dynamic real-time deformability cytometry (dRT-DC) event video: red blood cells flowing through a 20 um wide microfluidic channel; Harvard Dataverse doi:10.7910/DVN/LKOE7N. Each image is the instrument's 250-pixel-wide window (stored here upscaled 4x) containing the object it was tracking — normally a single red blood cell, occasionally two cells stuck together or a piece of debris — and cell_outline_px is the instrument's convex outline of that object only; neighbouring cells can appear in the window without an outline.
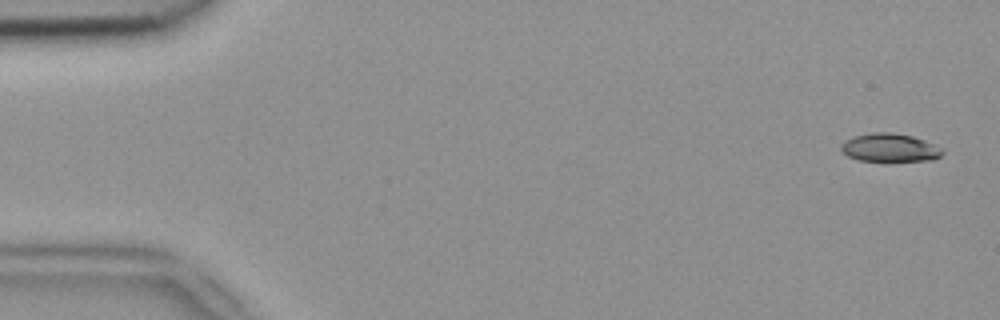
{"species": "common noctule bat (a hibernating species)", "species_latin": "Nyctalus noctula", "temperature_condition": "room temperature", "stored_images_in_passage": 50, "segment_of_instrument_passage": [1, 2], "camera_frame_rate_fps": 3000, "um_per_image_px": 0.085, "animal": {"sex": "female", "body_mass_g": 18.4}, "frame": {"image": 1, "passage_image": 2, "time_ms": 0.333, "image_size_px": [1000, 320], "cell_outline_px": [[944, 152], [940, 156], [932, 160], [860, 160], [848, 156], [840, 152], [840, 144], [844, 140], [852, 136], [872, 132], [892, 132], [912, 136], [924, 140], [944, 148]], "centroid_in_image_um": [75.6, 12.53], "position_along_channel_um": 9.4, "area_um2": 16.76}}
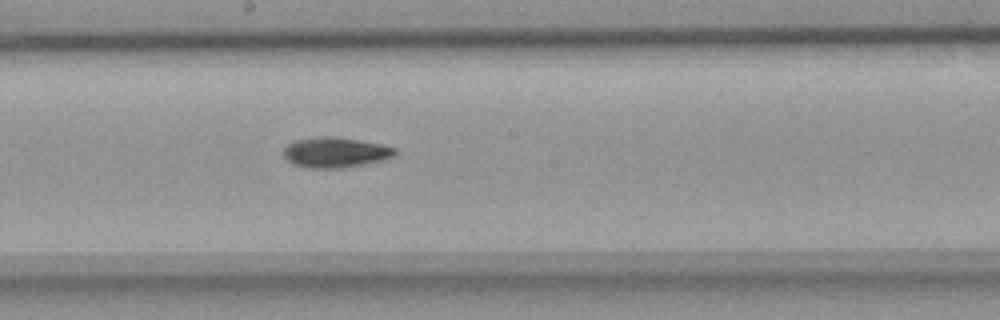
{"frame": {"image": 2, "passage_image": 28, "time_ms": 9.0, "image_size_px": [1000, 320], "cell_outline_px": [[396, 156], [384, 160], [344, 168], [308, 168], [292, 164], [284, 156], [284, 148], [288, 144], [296, 140], [360, 140], [396, 148]], "centroid_in_image_um": [28.55, 13.03], "position_along_channel_um": 219.6, "area_um2": 18.61}}
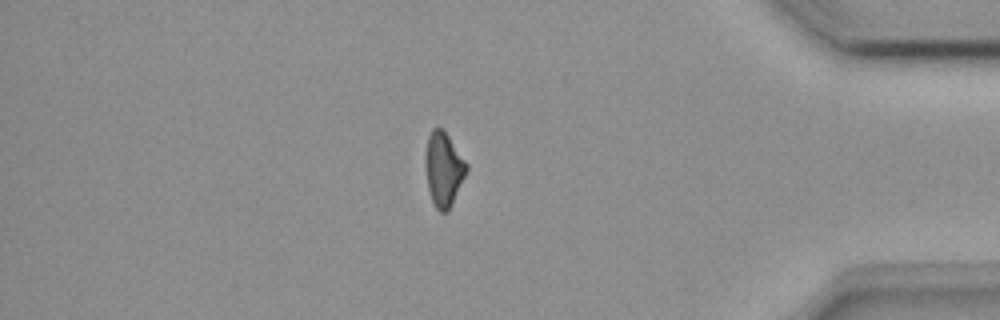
{"frame": {"image": 3, "passage_image": 44, "time_ms": 14.333, "image_size_px": [1000, 320], "cell_outline_px": [[468, 172], [448, 212], [440, 212], [436, 208], [432, 200], [428, 188], [424, 160], [424, 156], [428, 136], [432, 128], [444, 128], [468, 164]], "centroid_in_image_um": [37.72, 14.35], "position_along_channel_um": 397.5, "area_um2": 18.15}}